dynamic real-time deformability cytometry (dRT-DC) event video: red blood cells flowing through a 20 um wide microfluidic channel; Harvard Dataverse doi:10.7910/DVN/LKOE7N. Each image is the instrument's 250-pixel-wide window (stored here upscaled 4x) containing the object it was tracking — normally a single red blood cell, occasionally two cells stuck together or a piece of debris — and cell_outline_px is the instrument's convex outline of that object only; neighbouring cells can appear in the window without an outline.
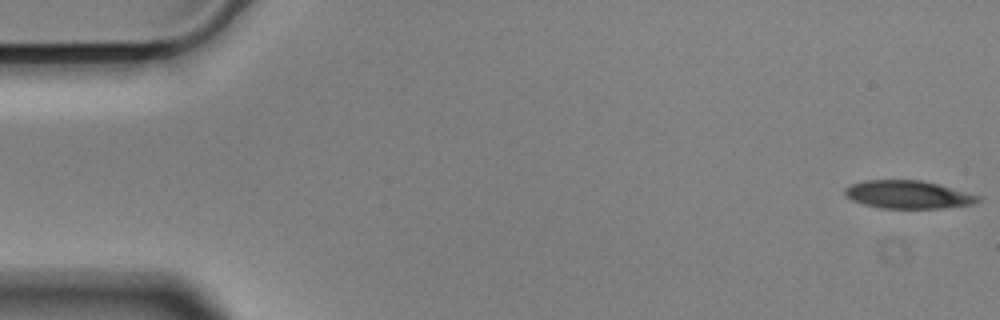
{"species": "Egyptian fruit bat (a non-hibernating species)", "species_latin": "Rousettus aegyptiacus", "temperature_condition": "cold", "stored_images_in_passage": 56, "camera_frame_rate_fps": 3000, "um_per_image_px": 0.085, "animal": {"sex": "male"}, "frame": {"image": 1, "passage_image": 1, "time_ms": 0.0, "image_size_px": [1000, 320], "cell_outline_px": [[980, 200], [972, 204], [940, 208], [880, 208], [864, 204], [852, 200], [844, 196], [844, 188], [852, 184], [864, 180], [924, 180], [940, 184], [980, 196]], "centroid_in_image_um": [77.16, 16.53], "position_along_channel_um": 7.8, "area_um2": 21.73}}
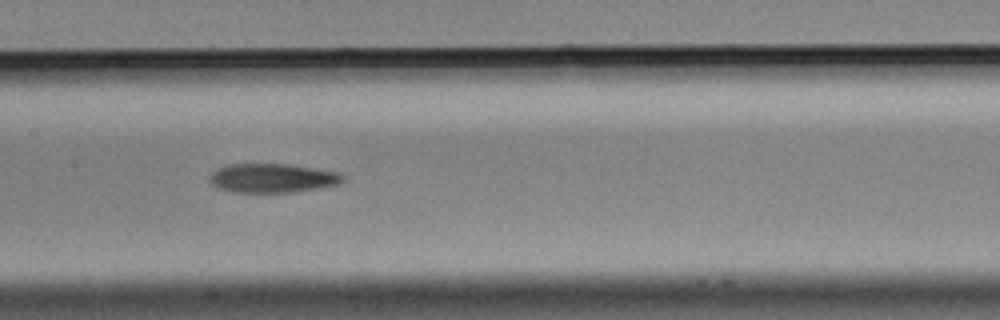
{"frame": {"image": 2, "passage_image": 27, "time_ms": 8.667, "image_size_px": [1000, 320], "cell_outline_px": [[344, 180], [340, 184], [292, 192], [232, 192], [220, 188], [212, 184], [208, 180], [208, 176], [216, 168], [228, 164], [284, 164], [312, 168], [336, 172], [344, 176]], "centroid_in_image_um": [23.09, 15.14], "position_along_channel_um": 184.3, "area_um2": 22.37}}
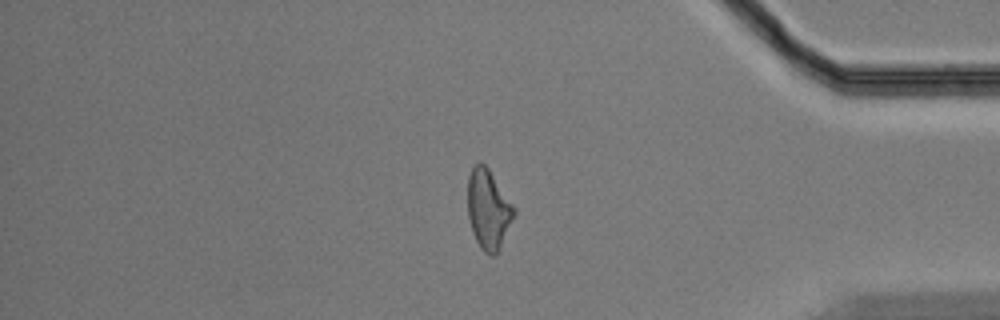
{"frame": {"image": 3, "passage_image": 47, "time_ms": 15.333, "image_size_px": [1000, 320], "cell_outline_px": [[516, 212], [500, 248], [496, 256], [492, 256], [484, 252], [480, 248], [472, 232], [468, 216], [468, 176], [472, 168], [476, 164], [484, 164], [488, 168], [516, 208]], "centroid_in_image_um": [41.51, 17.83], "position_along_channel_um": 393.7, "area_um2": 21.44}, "authors_computed_cell_mechanics": {"area_um2": 22.542, "velocity_mm_per_s": 3.5538, "shape_relaxation_time_tau1_ms": null, "shape_relaxation_time_tau2_ms": 7.329, "deformation_change_tau1": null, "deformation_change_tau2": 0.1842}}